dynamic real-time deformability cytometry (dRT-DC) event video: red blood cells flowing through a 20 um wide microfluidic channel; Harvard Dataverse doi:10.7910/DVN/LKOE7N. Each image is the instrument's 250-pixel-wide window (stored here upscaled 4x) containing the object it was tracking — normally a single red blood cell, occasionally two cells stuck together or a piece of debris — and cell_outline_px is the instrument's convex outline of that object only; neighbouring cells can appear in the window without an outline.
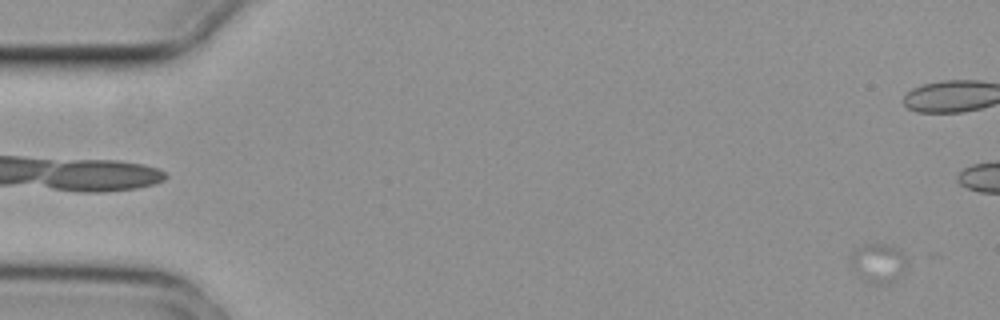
{"species": "common noctule bat (a hibernating species)", "species_latin": "Nyctalus noctula", "temperature_condition": "cold", "stored_images_in_passage": 8, "camera_frame_rate_fps": 3000, "um_per_image_px": 0.085, "animal": {"sex": "female", "body_mass_g": 29.2, "forearm_length_mm": 56.3}, "frame": {"image": 1, "passage_image": 1, "time_ms": 0.0, "image_size_px": [1000, 320], "cell_outline_px": [[904, 272], [892, 284], [868, 284], [848, 264], [848, 256], [856, 248], [864, 244], [892, 244], [900, 248], [904, 256]], "centroid_in_image_um": [74.61, 22.36], "position_along_channel_um": 10.4, "area_um2": 13.29}}
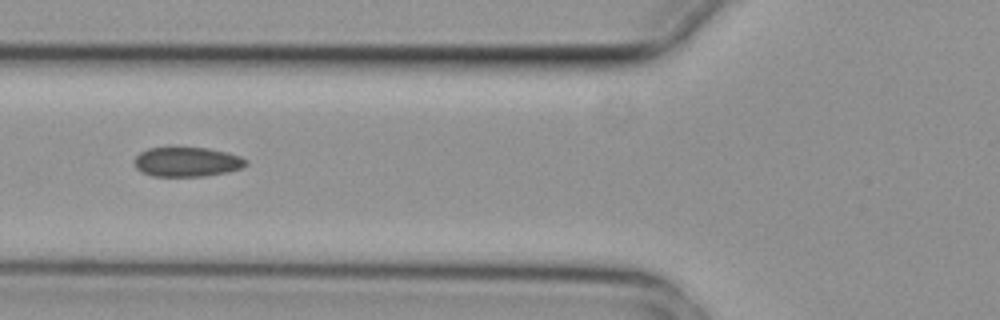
{"frame": {"image": 2, "passage_image": 7, "time_ms": 2.0, "image_size_px": [1000, 320], "cell_outline_px": [[248, 164], [244, 168], [228, 172], [204, 176], [152, 176], [136, 168], [136, 156], [140, 152], [148, 148], [208, 148], [228, 152], [240, 156], [248, 160]], "centroid_in_image_um": [15.97, 13.76], "position_along_channel_um": 109.8, "area_um2": 19.19}}
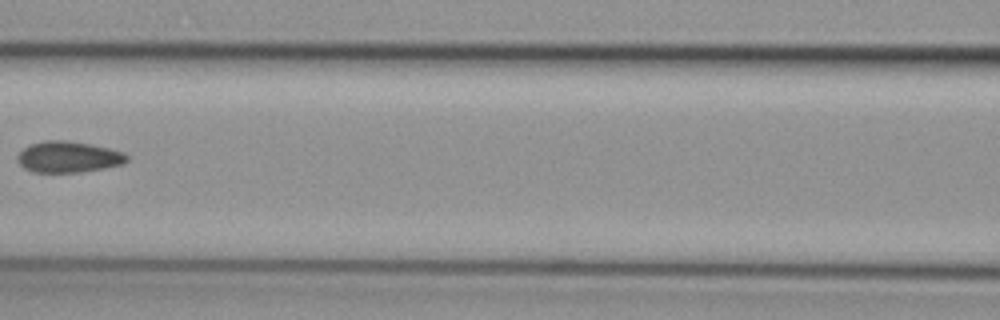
{"frame": {"image": 3, "passage_image": 8, "time_ms": 2.333, "image_size_px": [1000, 320], "cell_outline_px": [[128, 160], [124, 164], [84, 172], [32, 172], [24, 168], [16, 160], [16, 156], [24, 148], [32, 144], [44, 140], [64, 140], [88, 144], [108, 148], [124, 152], [128, 156]], "centroid_in_image_um": [5.81, 13.35], "position_along_channel_um": 160.8, "area_um2": 19.88}}